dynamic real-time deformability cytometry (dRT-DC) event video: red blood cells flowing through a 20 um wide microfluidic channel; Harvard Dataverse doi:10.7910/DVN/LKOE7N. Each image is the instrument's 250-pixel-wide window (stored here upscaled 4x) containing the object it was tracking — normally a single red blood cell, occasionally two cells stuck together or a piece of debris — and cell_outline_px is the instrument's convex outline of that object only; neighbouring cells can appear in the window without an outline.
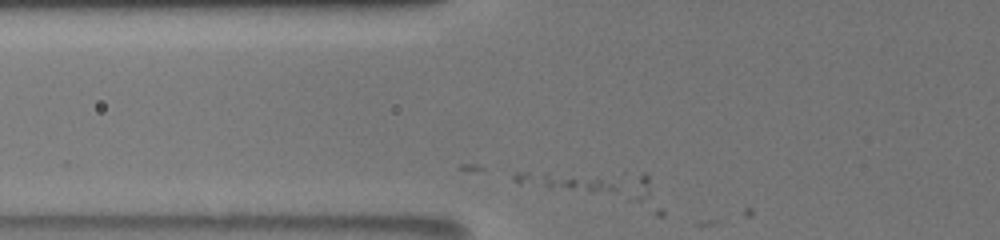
{"species": "human", "species_latin": "Homo sapiens", "temperature_condition": "room temperature", "stored_images_in_passage": 3, "camera_frame_rate_fps": 3000, "um_per_image_px": 0.085, "donor": {"sex": "male"}, "frame": {"image": 1, "passage_image": 2, "time_ms": 0.333, "image_size_px": [1000, 240], "cell_outline_px": [[648, 192], [640, 200], [628, 200], [548, 188], [536, 176], [548, 172], [644, 172], [648, 176]], "centroid_in_image_um": [50.98, 15.6], "position_along_channel_um": 74.8, "area_um2": 17.17}}